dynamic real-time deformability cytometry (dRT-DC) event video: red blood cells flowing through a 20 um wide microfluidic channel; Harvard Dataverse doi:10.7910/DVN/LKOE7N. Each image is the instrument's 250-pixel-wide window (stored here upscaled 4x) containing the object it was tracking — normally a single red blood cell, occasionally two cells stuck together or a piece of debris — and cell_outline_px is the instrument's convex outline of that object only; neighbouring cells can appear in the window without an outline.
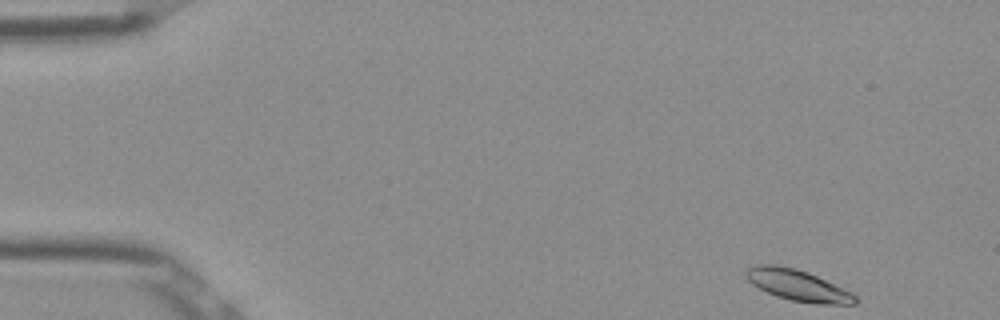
{"species": "Egyptian fruit bat (a non-hibernating species)", "species_latin": "Rousettus aegyptiacus", "temperature_condition": "room temperature", "stored_images_in_passage": 22, "camera_frame_rate_fps": 3000, "um_per_image_px": 0.085, "frame": {"image": 1, "passage_image": 1, "time_ms": 0.0, "image_size_px": [1000, 320], "cell_outline_px": [[856, 304], [816, 304], [792, 300], [776, 296], [752, 284], [744, 276], [744, 272], [748, 268], [756, 264], [772, 264], [796, 268], [808, 272], [852, 292], [856, 296]], "centroid_in_image_um": [67.79, 24.24], "position_along_channel_um": 17.2, "area_um2": 19.77}}
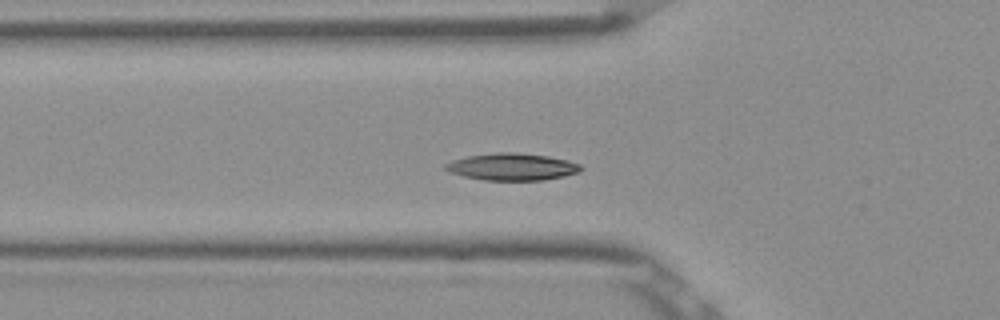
{"frame": {"image": 2, "passage_image": 15, "time_ms": 4.667, "image_size_px": [1000, 320], "cell_outline_px": [[584, 168], [580, 172], [564, 176], [544, 180], [484, 180], [464, 176], [452, 172], [444, 168], [444, 164], [452, 160], [468, 156], [496, 152], [516, 152], [548, 156], [568, 160], [580, 164]], "centroid_in_image_um": [43.57, 14.17], "position_along_channel_um": 82.2, "area_um2": 21.39}}
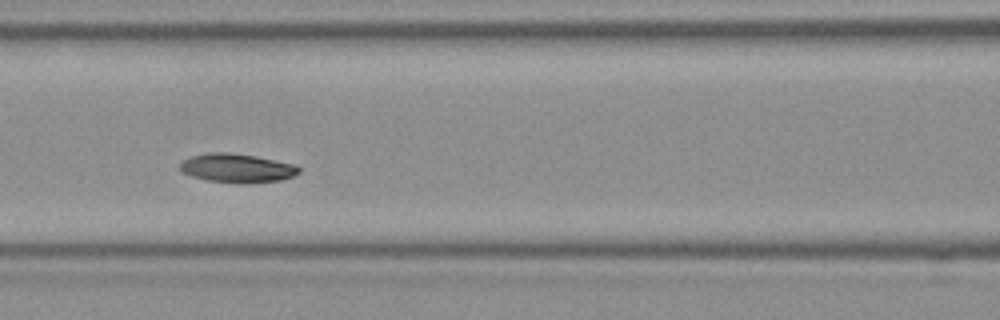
{"frame": {"image": 3, "passage_image": 20, "time_ms": 6.333, "image_size_px": [1000, 320], "cell_outline_px": [[300, 172], [292, 176], [280, 180], [248, 184], [240, 184], [208, 180], [192, 176], [180, 172], [180, 164], [184, 160], [192, 156], [208, 152], [228, 152], [256, 156], [296, 164], [300, 168]], "centroid_in_image_um": [20.16, 14.29], "position_along_channel_um": 146.4, "area_um2": 20.17}}